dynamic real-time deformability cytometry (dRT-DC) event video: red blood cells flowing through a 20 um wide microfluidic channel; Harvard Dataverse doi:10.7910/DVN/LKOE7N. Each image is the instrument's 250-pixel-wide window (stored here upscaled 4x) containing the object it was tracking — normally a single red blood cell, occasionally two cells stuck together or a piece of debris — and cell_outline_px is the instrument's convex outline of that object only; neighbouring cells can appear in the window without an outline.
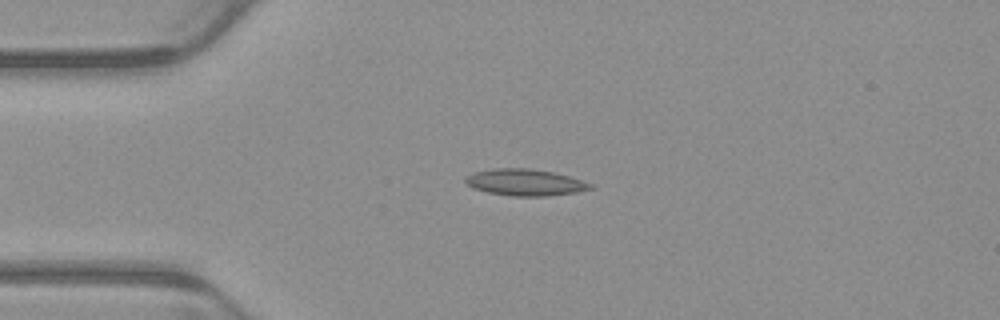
{"species": "common noctule bat (a hibernating species)", "species_latin": "Nyctalus noctula", "temperature_condition": "warm", "stored_images_in_passage": 4, "camera_frame_rate_fps": 3000, "um_per_image_px": 0.085, "animal": {"sex": "male", "body_mass_g": 23.1, "forearm_length_mm": 52.7}, "frame": {"image": 1, "passage_image": 1, "time_ms": 0.0, "image_size_px": [1000, 320], "cell_outline_px": [[592, 188], [576, 192], [548, 196], [512, 196], [488, 192], [472, 188], [464, 180], [464, 176], [472, 172], [492, 168], [528, 168], [552, 172], [568, 176], [592, 184]], "centroid_in_image_um": [44.56, 15.49], "position_along_channel_um": 40.4, "area_um2": 19.31}}
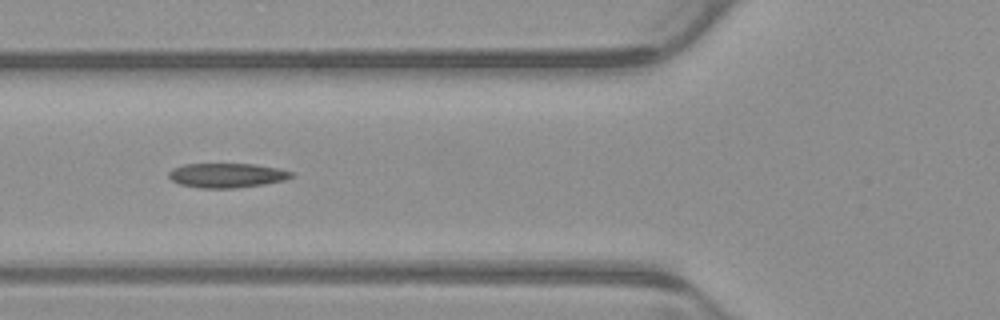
{"frame": {"image": 2, "passage_image": 3, "time_ms": 0.667, "image_size_px": [1000, 320], "cell_outline_px": [[292, 176], [284, 180], [264, 184], [236, 188], [200, 188], [180, 184], [172, 180], [168, 176], [168, 172], [172, 168], [184, 164], [256, 164], [276, 168], [292, 172]], "centroid_in_image_um": [19.24, 14.9], "position_along_channel_um": 106.6, "area_um2": 17.4}}
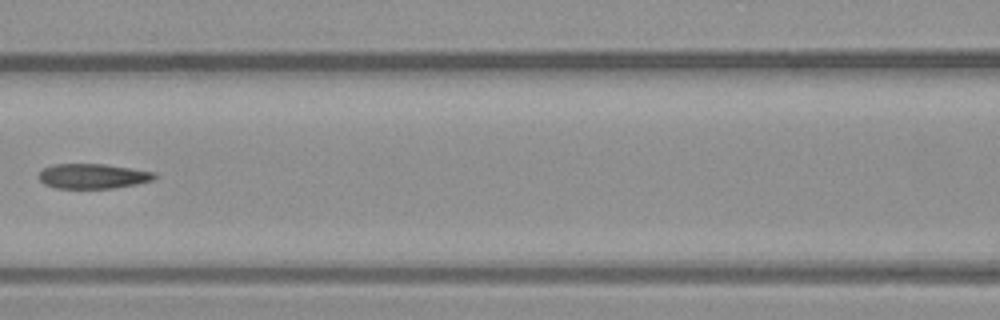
{"frame": {"image": 3, "passage_image": 4, "time_ms": 1.0, "image_size_px": [1000, 320], "cell_outline_px": [[156, 176], [152, 180], [136, 184], [112, 188], [56, 188], [44, 184], [40, 180], [40, 172], [44, 168], [52, 164], [104, 164], [156, 172]], "centroid_in_image_um": [7.89, 14.97], "position_along_channel_um": 158.7, "area_um2": 16.65}}